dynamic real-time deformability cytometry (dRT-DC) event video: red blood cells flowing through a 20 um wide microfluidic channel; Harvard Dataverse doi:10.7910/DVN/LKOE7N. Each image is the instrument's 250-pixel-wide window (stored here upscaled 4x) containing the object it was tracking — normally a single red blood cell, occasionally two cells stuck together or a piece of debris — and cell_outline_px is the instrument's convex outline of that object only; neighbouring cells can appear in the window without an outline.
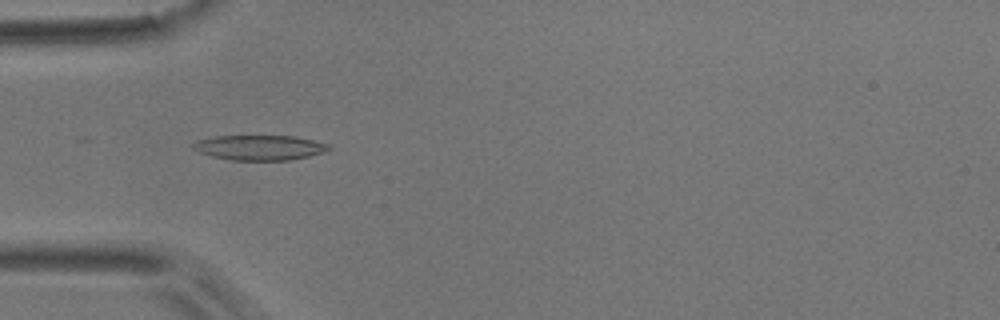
{"species": "common noctule bat (a hibernating species)", "species_latin": "Nyctalus noctula", "temperature_condition": "room temperature", "stored_images_in_passage": 5, "camera_frame_rate_fps": 3000, "um_per_image_px": 0.085, "animal": {"sex": "male", "body_mass_g": 17.9}, "frame": {"image": 1, "passage_image": 4, "time_ms": 3.333, "image_size_px": [1000, 320], "cell_outline_px": [[332, 148], [324, 152], [292, 160], [232, 160], [212, 156], [200, 152], [192, 148], [192, 144], [196, 140], [216, 136], [296, 136], [332, 144]], "centroid_in_image_um": [22.11, 12.54], "position_along_channel_um": 62.9, "area_um2": 19.88}}
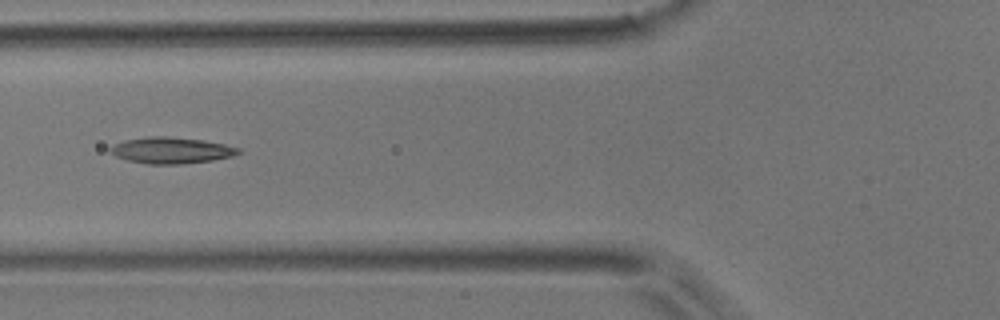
{"frame": {"image": 2, "passage_image": 5, "time_ms": 4.667, "image_size_px": [1000, 320], "cell_outline_px": [[240, 152], [232, 156], [212, 160], [180, 164], [148, 164], [128, 160], [116, 156], [108, 152], [108, 148], [124, 140], [148, 136], [164, 136], [204, 140], [224, 144], [240, 148]], "centroid_in_image_um": [14.53, 12.77], "position_along_channel_um": 111.3, "area_um2": 19.54}}